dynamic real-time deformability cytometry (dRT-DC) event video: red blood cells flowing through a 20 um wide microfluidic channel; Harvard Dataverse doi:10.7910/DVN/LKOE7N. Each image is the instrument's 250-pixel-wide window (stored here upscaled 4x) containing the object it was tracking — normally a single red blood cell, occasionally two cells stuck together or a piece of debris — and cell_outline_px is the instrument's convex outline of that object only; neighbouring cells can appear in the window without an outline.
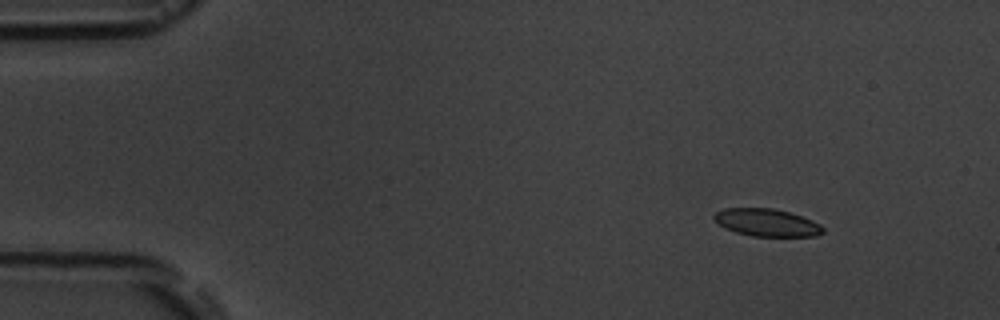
{"species": "common noctule bat (a hibernating species)", "species_latin": "Nyctalus noctula", "temperature_condition": "room temperature", "stored_images_in_passage": 4, "camera_frame_rate_fps": 3000, "um_per_image_px": 0.085, "animal": {"sex": "male", "body_mass_g": 19.5, "forearm_length_mm": 54.6}, "frame": {"image": 1, "passage_image": 1, "time_ms": 0.0, "image_size_px": [1000, 320], "cell_outline_px": [[824, 232], [816, 236], [752, 236], [736, 232], [724, 228], [712, 216], [716, 212], [724, 208], [772, 208], [788, 212], [812, 220], [820, 224], [824, 228]], "centroid_in_image_um": [65.18, 18.92], "position_along_channel_um": 19.8, "area_um2": 17.34}}
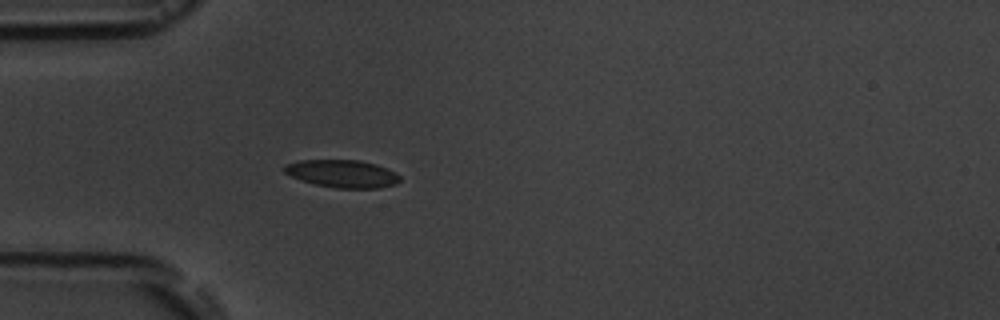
{"frame": {"image": 2, "passage_image": 4, "time_ms": 3.333, "image_size_px": [1000, 320], "cell_outline_px": [[400, 180], [396, 184], [380, 188], [336, 188], [316, 184], [300, 180], [284, 172], [284, 164], [300, 160], [360, 160], [376, 164], [388, 168], [396, 172], [400, 176]], "centroid_in_image_um": [29.12, 14.76], "position_along_channel_um": 55.9, "area_um2": 18.73}}